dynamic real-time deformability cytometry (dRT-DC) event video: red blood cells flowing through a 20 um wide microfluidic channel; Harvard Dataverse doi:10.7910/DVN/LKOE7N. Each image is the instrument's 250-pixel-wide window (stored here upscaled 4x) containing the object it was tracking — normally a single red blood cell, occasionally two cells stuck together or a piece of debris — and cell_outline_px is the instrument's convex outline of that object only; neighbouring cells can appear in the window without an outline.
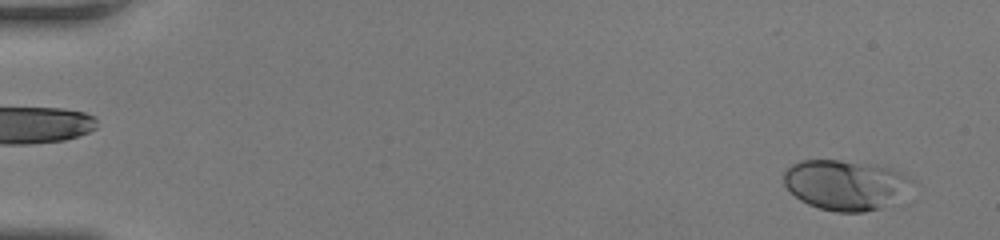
{"species": "human", "species_latin": "Homo sapiens", "temperature_condition": "room temperature", "stored_images_in_passage": 51, "camera_frame_rate_fps": 3000, "um_per_image_px": 0.085, "donor": {"sex": "female"}, "frame": {"image": 1, "passage_image": 3, "time_ms": 0.667, "image_size_px": [1000, 240], "cell_outline_px": [[912, 180], [880, 208], [864, 212], [836, 212], [820, 208], [808, 204], [800, 200], [784, 184], [784, 172], [792, 164], [800, 160], [840, 160], [876, 164], [892, 168], [908, 176]], "centroid_in_image_um": [71.73, 15.68], "position_along_channel_um": 13.3, "area_um2": 36.36}}
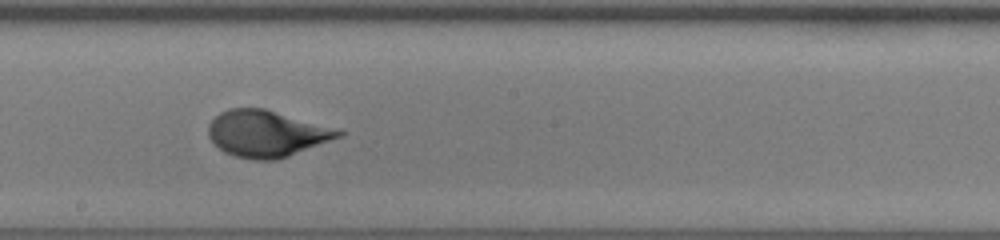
{"frame": {"image": 2, "passage_image": 30, "time_ms": 9.667, "image_size_px": [1000, 240], "cell_outline_px": [[344, 136], [288, 156], [276, 160], [252, 160], [236, 156], [224, 152], [208, 136], [208, 124], [220, 112], [228, 108], [264, 108], [344, 132]], "centroid_in_image_um": [22.61, 11.37], "position_along_channel_um": 225.6, "area_um2": 34.74}}
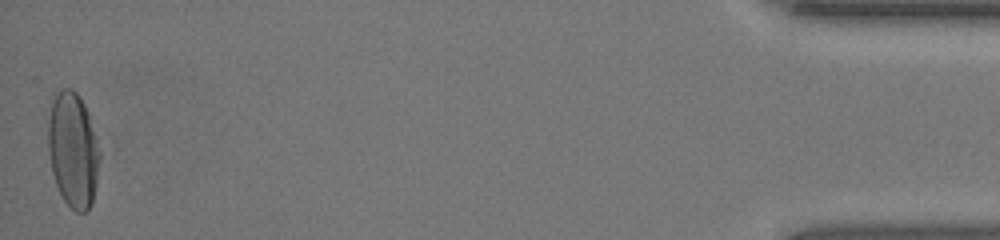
{"frame": {"image": 3, "passage_image": 51, "time_ms": 16.667, "image_size_px": [1000, 240], "cell_outline_px": [[100, 156], [96, 184], [92, 200], [88, 208], [84, 212], [76, 212], [64, 200], [56, 184], [52, 172], [48, 152], [48, 120], [52, 100], [56, 92], [60, 88], [72, 88], [80, 96], [88, 112], [96, 136], [100, 152]], "centroid_in_image_um": [6.2, 12.69], "position_along_channel_um": 429.0, "area_um2": 34.62}, "authors_computed_cell_mechanics": {"area_um2": 34.6222, "velocity_mm_per_s": 4.1439, "shape_relaxation_time_tau1_ms": 5.1373, "shape_relaxation_time_tau2_ms": null, "deformation_change_tau1": 0.1977, "deformation_change_tau2": null}}